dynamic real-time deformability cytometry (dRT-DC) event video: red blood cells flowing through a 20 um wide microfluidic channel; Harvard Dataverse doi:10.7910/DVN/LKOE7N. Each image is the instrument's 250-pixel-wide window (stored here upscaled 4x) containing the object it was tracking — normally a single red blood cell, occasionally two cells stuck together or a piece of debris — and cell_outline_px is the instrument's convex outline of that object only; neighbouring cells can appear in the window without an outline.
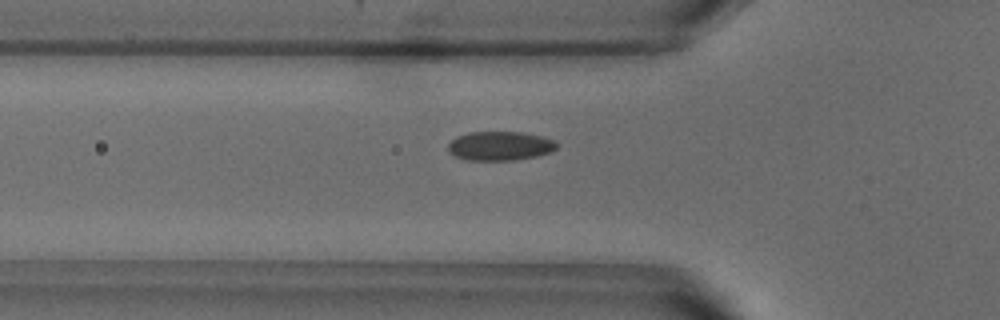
{"species": "common noctule bat (a hibernating species)", "species_latin": "Nyctalus noctula", "temperature_condition": "warm", "stored_images_in_passage": 39, "camera_frame_rate_fps": 3000, "um_per_image_px": 0.085, "animal": {"sex": "male", "body_mass_g": 18.8}, "frame": {"image": 1, "passage_image": 6, "time_ms": 1.667, "image_size_px": [1000, 320], "cell_outline_px": [[556, 148], [552, 152], [536, 156], [516, 160], [464, 160], [448, 152], [448, 144], [456, 136], [468, 132], [524, 132], [556, 140]], "centroid_in_image_um": [42.49, 12.4], "position_along_channel_um": 83.3, "area_um2": 18.55}}
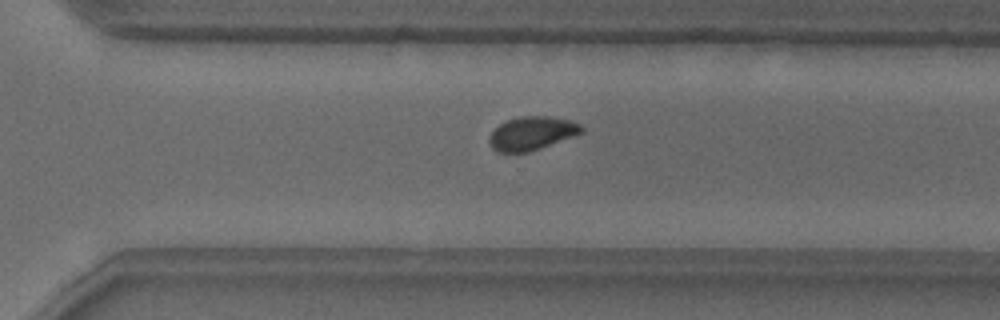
{"frame": {"image": 2, "passage_image": 25, "time_ms": 8.0, "image_size_px": [1000, 320], "cell_outline_px": [[584, 132], [540, 148], [528, 152], [496, 152], [492, 148], [488, 140], [492, 132], [500, 124], [508, 120], [520, 116], [548, 116], [572, 120], [580, 124], [584, 128]], "centroid_in_image_um": [45.22, 11.32], "position_along_channel_um": 325.4, "area_um2": 17.92}}
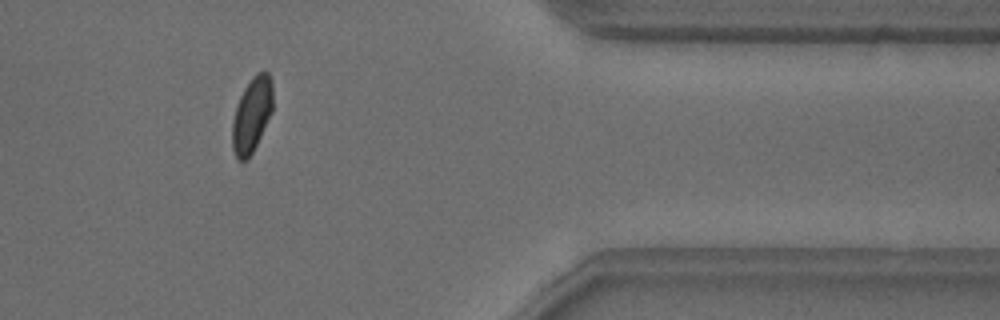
{"frame": {"image": 3, "passage_image": 32, "time_ms": 10.333, "image_size_px": [1000, 320], "cell_outline_px": [[272, 112], [248, 160], [236, 160], [232, 148], [232, 120], [240, 96], [244, 88], [252, 76], [256, 72], [268, 72], [272, 80]], "centroid_in_image_um": [21.39, 9.76], "position_along_channel_um": 390.0, "area_um2": 17.69}, "authors_computed_cell_mechanics": {"area_um2": 18.3226, "velocity_mm_per_s": 3.8084, "shape_relaxation_time_tau1_ms": 3.9032, "shape_relaxation_time_tau2_ms": 0.6713, "deformation_change_tau1": 0.0977, "deformation_change_tau2": 0.0519}}